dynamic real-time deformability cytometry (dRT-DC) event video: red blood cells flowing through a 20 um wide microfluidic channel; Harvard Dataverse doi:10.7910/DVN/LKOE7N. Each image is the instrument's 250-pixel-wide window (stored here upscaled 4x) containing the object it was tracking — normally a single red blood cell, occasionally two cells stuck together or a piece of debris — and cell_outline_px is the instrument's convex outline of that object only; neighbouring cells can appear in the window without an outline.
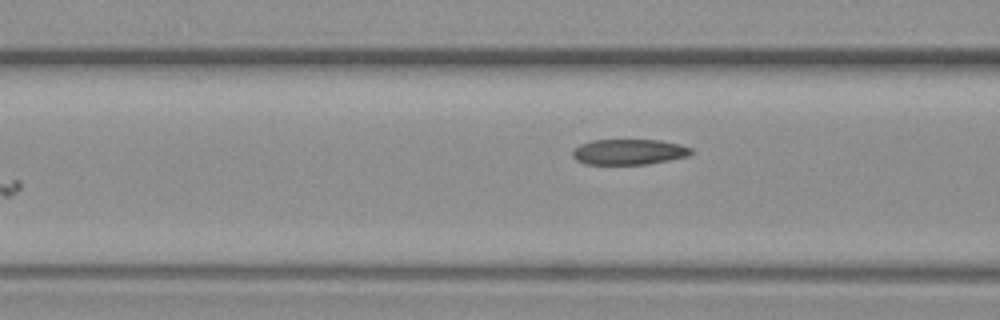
{"species": "common noctule bat (a hibernating species)", "species_latin": "Nyctalus noctula", "temperature_condition": "warm", "stored_images_in_passage": 4, "camera_frame_rate_fps": 3000, "um_per_image_px": 0.085, "animal": {"sex": "female", "body_mass_g": 19.3, "forearm_length_mm": 54.1}, "frame": {"image": 1, "passage_image": 4, "time_ms": 4.667, "image_size_px": [1000, 320], "cell_outline_px": [[696, 152], [688, 156], [648, 164], [584, 164], [576, 160], [572, 156], [572, 152], [580, 144], [592, 140], [660, 140], [680, 144], [692, 148]], "centroid_in_image_um": [53.49, 12.91], "position_along_channel_um": 113.1, "area_um2": 17.74}}